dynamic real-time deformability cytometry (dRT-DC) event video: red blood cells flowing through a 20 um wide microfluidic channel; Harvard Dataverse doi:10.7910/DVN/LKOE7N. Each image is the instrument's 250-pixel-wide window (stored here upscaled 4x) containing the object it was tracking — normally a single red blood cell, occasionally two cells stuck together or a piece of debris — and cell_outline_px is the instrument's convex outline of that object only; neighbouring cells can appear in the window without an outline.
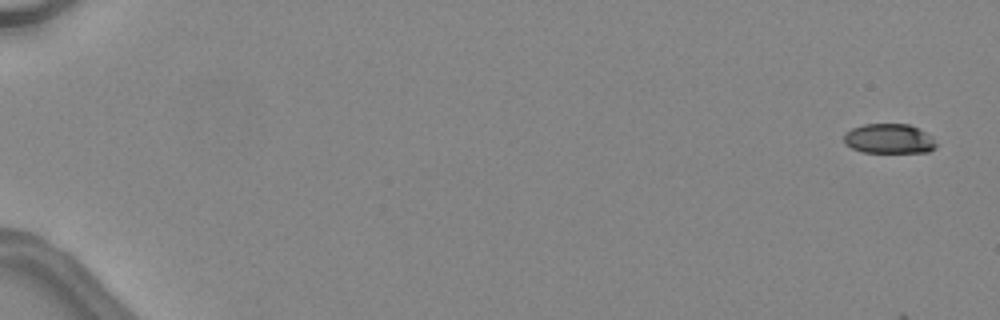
{"species": "common noctule bat (a hibernating species)", "species_latin": "Nyctalus noctula", "temperature_condition": "warm", "stored_images_in_passage": 5, "camera_frame_rate_fps": 3000, "um_per_image_px": 0.085, "animal": {"sex": "female", "body_mass_g": 24.6, "forearm_length_mm": 56.2}, "frame": {"image": 1, "passage_image": 1, "time_ms": 0.0, "image_size_px": [1000, 320], "cell_outline_px": [[936, 148], [928, 152], [864, 152], [852, 148], [844, 144], [844, 132], [852, 128], [864, 124], [908, 124], [932, 136], [936, 144]], "centroid_in_image_um": [75.55, 11.79], "position_along_channel_um": 9.5, "area_um2": 15.95}}